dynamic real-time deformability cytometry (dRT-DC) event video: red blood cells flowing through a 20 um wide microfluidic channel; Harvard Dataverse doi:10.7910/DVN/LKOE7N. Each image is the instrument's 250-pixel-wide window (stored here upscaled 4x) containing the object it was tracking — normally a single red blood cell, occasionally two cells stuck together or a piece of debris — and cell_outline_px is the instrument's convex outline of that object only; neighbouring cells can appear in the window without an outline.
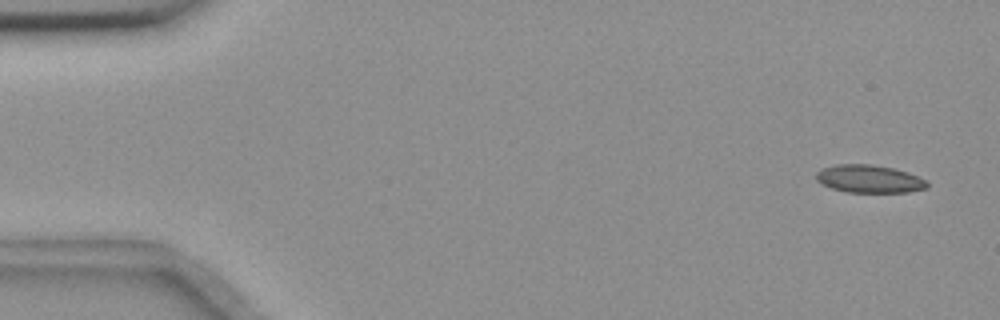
{"species": "common noctule bat (a hibernating species)", "species_latin": "Nyctalus noctula", "temperature_condition": "room temperature", "stored_images_in_passage": 17, "camera_frame_rate_fps": 3000, "um_per_image_px": 0.085, "animal": {"sex": "female", "body_mass_g": 18.4}, "frame": {"image": 1, "passage_image": 3, "time_ms": 0.667, "image_size_px": [1000, 320], "cell_outline_px": [[928, 188], [908, 192], [848, 192], [832, 188], [820, 184], [816, 180], [816, 172], [820, 168], [836, 164], [872, 164], [892, 168], [908, 172], [928, 180]], "centroid_in_image_um": [73.88, 15.2], "position_along_channel_um": 11.1, "area_um2": 18.21}}
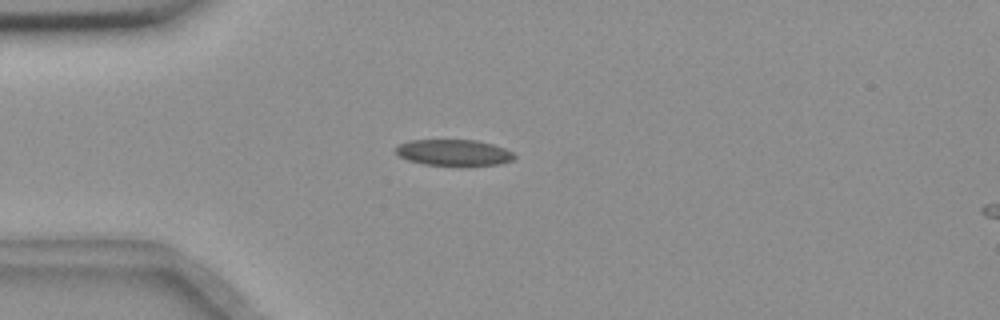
{"frame": {"image": 2, "passage_image": 15, "time_ms": 4.667, "image_size_px": [1000, 320], "cell_outline_px": [[516, 156], [512, 160], [500, 164], [424, 164], [408, 160], [400, 156], [396, 152], [396, 148], [400, 144], [412, 140], [476, 140], [492, 144], [504, 148], [512, 152]], "centroid_in_image_um": [38.57, 12.95], "position_along_channel_um": 46.4, "area_um2": 17.51}}